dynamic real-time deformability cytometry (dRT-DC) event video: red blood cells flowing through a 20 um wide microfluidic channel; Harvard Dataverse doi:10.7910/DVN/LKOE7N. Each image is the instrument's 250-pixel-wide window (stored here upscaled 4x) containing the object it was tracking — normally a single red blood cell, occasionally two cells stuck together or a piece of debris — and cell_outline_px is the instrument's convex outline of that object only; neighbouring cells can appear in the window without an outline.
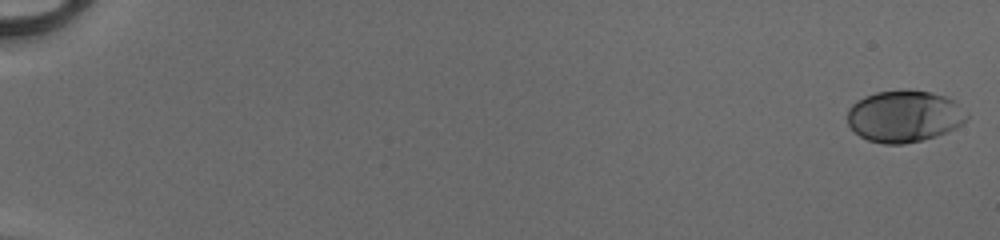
{"species": "human", "species_latin": "Homo sapiens", "temperature_condition": "cold", "stored_images_in_passage": 27, "camera_frame_rate_fps": 3000, "um_per_image_px": 0.085, "donor": {"sex": "male"}, "frame": {"image": 1, "passage_image": 1, "time_ms": 0.0, "image_size_px": [1000, 240], "cell_outline_px": [[968, 120], [956, 128], [948, 132], [936, 136], [904, 144], [884, 144], [868, 140], [860, 136], [848, 124], [848, 108], [856, 100], [864, 96], [876, 92], [904, 88], [908, 88], [932, 92], [944, 96], [952, 100], [968, 116]], "centroid_in_image_um": [76.84, 9.86], "position_along_channel_um": 8.2, "area_um2": 36.24}}
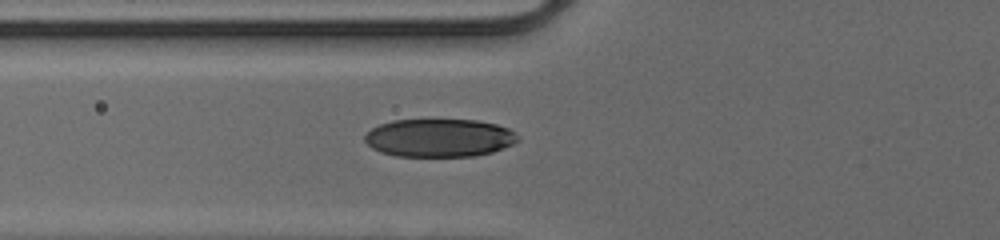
{"frame": {"image": 2, "passage_image": 22, "time_ms": 7.0, "image_size_px": [1000, 240], "cell_outline_px": [[520, 140], [512, 144], [492, 152], [476, 156], [396, 156], [380, 152], [372, 148], [364, 140], [364, 136], [372, 128], [380, 124], [392, 120], [476, 120], [496, 124], [508, 128], [520, 136]], "centroid_in_image_um": [37.35, 11.72], "position_along_channel_um": 88.5, "area_um2": 34.04}}
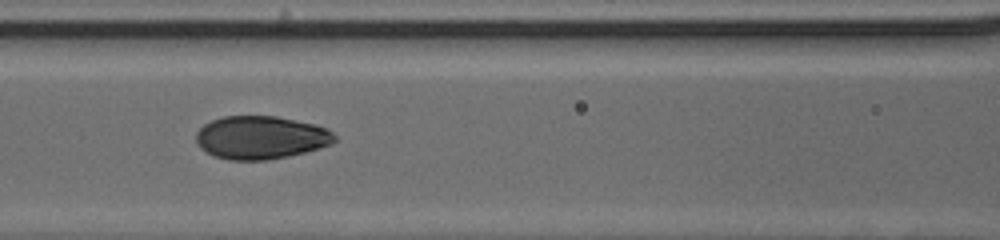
{"frame": {"image": 3, "passage_image": 26, "time_ms": 8.333, "image_size_px": [1000, 240], "cell_outline_px": [[336, 140], [332, 144], [320, 148], [288, 156], [268, 160], [228, 160], [212, 156], [200, 148], [196, 140], [196, 132], [204, 124], [212, 120], [224, 116], [276, 116], [316, 124], [328, 128], [336, 136]], "centroid_in_image_um": [22.17, 11.69], "position_along_channel_um": 144.4, "area_um2": 35.08}}